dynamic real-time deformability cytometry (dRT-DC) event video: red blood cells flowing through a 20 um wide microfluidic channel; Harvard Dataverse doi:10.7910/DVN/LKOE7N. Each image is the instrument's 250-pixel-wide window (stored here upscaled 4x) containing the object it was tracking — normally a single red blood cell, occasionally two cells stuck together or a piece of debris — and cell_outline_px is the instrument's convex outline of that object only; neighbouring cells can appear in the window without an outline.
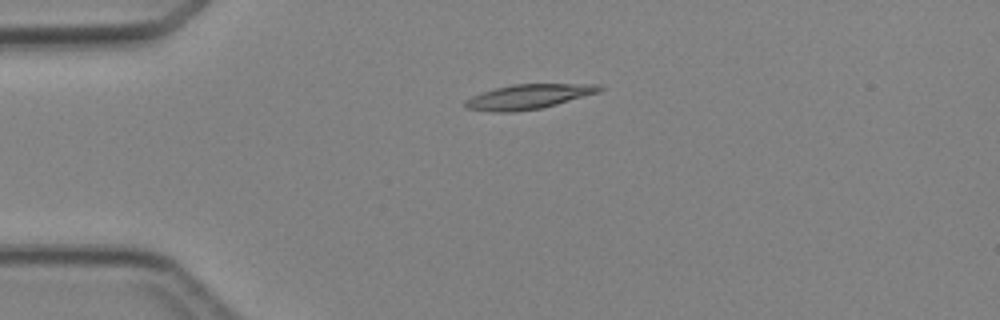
{"species": "Egyptian fruit bat (a non-hibernating species)", "species_latin": "Rousettus aegyptiacus", "temperature_condition": "cold", "stored_images_in_passage": 2, "camera_frame_rate_fps": 3000, "um_per_image_px": 0.085, "animal": {"sex": "female"}, "frame": {"image": 1, "passage_image": 1, "time_ms": 0.0, "image_size_px": [1000, 320], "cell_outline_px": [[604, 88], [600, 92], [556, 104], [540, 108], [512, 112], [492, 112], [464, 108], [464, 100], [480, 92], [512, 84], [600, 84]], "centroid_in_image_um": [44.89, 8.21], "position_along_channel_um": 40.1, "area_um2": 19.36}}